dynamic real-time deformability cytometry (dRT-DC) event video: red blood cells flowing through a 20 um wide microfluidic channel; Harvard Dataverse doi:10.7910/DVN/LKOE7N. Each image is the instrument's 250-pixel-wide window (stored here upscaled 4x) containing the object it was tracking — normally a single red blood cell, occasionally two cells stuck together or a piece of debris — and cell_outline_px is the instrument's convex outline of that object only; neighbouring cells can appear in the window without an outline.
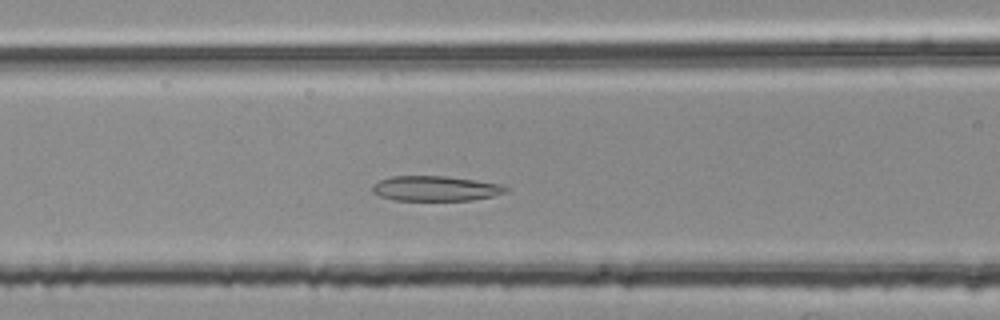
{"species": "common noctule bat (a hibernating species)", "species_latin": "Nyctalus noctula", "temperature_condition": "room temperature", "stored_images_in_passage": 29, "camera_frame_rate_fps": 3000, "um_per_image_px": 0.085, "animal": {"sex": "female", "body_mass_g": 25.1}, "frame": {"image": 1, "passage_image": 9, "time_ms": 2.667, "image_size_px": [1000, 320], "cell_outline_px": [[508, 188], [504, 192], [492, 196], [472, 200], [392, 200], [380, 196], [372, 192], [372, 188], [380, 180], [392, 176], [444, 176], [476, 180], [500, 184]], "centroid_in_image_um": [37.0, 16.02], "position_along_channel_um": 129.6, "area_um2": 19.25}}
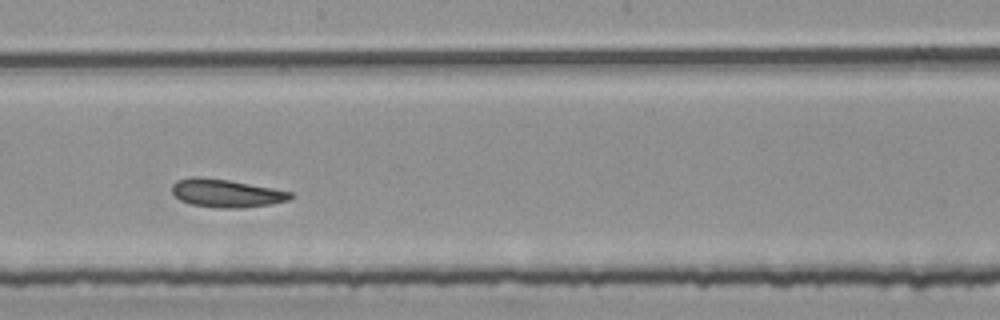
{"frame": {"image": 2, "passage_image": 17, "time_ms": 5.333, "image_size_px": [1000, 320], "cell_outline_px": [[292, 196], [288, 200], [268, 204], [244, 208], [216, 208], [192, 204], [180, 200], [172, 192], [172, 184], [176, 180], [192, 176], [196, 176], [228, 180], [272, 188], [292, 192]], "centroid_in_image_um": [19.18, 16.42], "position_along_channel_um": 229.0, "area_um2": 19.25}}
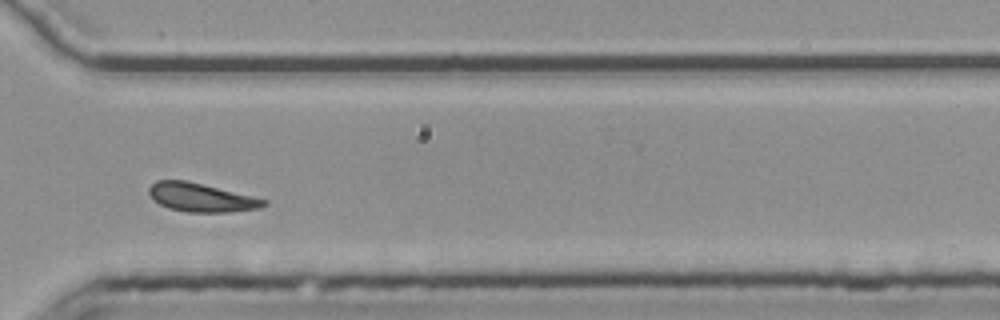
{"frame": {"image": 3, "passage_image": 27, "time_ms": 8.667, "image_size_px": [1000, 320], "cell_outline_px": [[268, 204], [260, 208], [228, 212], [184, 212], [168, 208], [152, 200], [148, 192], [148, 188], [156, 180], [184, 180], [252, 196], [268, 200]], "centroid_in_image_um": [17.07, 16.8], "position_along_channel_um": 353.5, "area_um2": 19.07}, "authors_computed_cell_mechanics": {"area_um2": 19.363, "velocity_mm_per_s": 3.7414, "shape_relaxation_time_tau1_ms": 6.5496, "shape_relaxation_time_tau2_ms": 3.1127, "deformation_change_tau1": 0.1096, "deformation_change_tau2": 0.119}}